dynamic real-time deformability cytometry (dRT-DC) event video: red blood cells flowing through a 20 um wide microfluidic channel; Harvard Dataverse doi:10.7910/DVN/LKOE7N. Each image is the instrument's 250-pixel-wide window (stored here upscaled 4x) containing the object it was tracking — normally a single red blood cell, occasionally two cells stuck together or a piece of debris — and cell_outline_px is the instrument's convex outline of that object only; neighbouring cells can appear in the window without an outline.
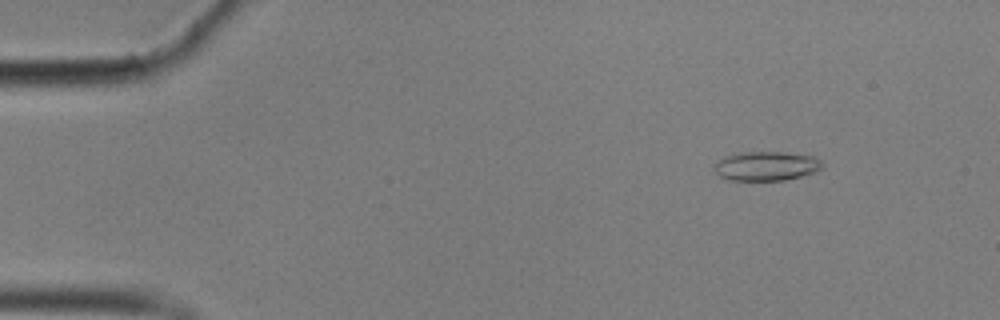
{"species": "common noctule bat (a hibernating species)", "species_latin": "Nyctalus noctula", "temperature_condition": "cold", "stored_images_in_passage": 56, "camera_frame_rate_fps": 3000, "um_per_image_px": 0.085, "animal": {"sex": "male", "body_mass_g": 17.9}, "frame": {"image": 1, "passage_image": 6, "time_ms": 1.667, "image_size_px": [1000, 320], "cell_outline_px": [[824, 168], [816, 172], [784, 180], [728, 180], [720, 176], [716, 172], [716, 164], [724, 156], [744, 152], [784, 152], [812, 156], [820, 160], [824, 164]], "centroid_in_image_um": [65.19, 14.11], "position_along_channel_um": 19.8, "area_um2": 18.26}}
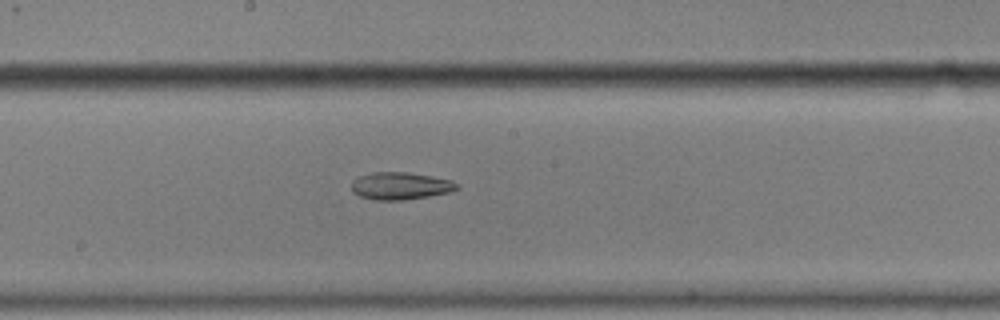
{"frame": {"image": 2, "passage_image": 30, "time_ms": 9.667, "image_size_px": [1000, 320], "cell_outline_px": [[460, 188], [452, 192], [404, 200], [376, 200], [360, 196], [352, 192], [352, 180], [360, 176], [372, 172], [408, 172], [432, 176], [452, 180], [460, 184]], "centroid_in_image_um": [34.08, 15.8], "position_along_channel_um": 214.1, "area_um2": 16.99}}
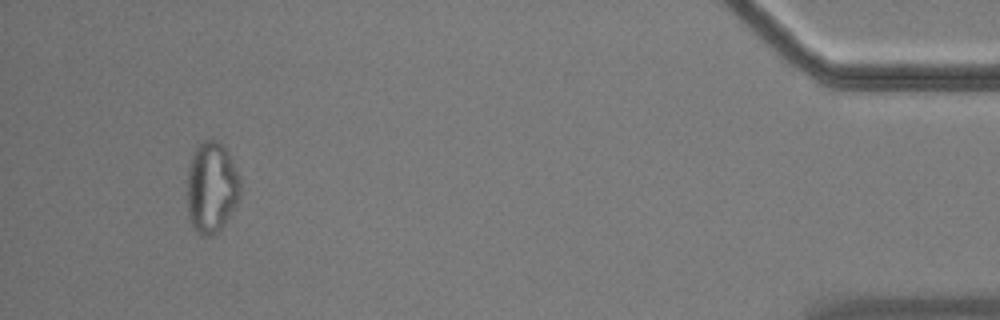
{"frame": {"image": 3, "passage_image": 53, "time_ms": 17.333, "image_size_px": [1000, 320], "cell_outline_px": [[240, 196], [236, 204], [224, 224], [212, 236], [200, 236], [192, 228], [188, 216], [188, 164], [192, 152], [204, 140], [216, 140], [228, 152], [236, 168], [240, 180]], "centroid_in_image_um": [17.97, 15.95], "position_along_channel_um": 417.2, "area_um2": 28.26}, "authors_computed_cell_mechanics": {"area_um2": 18.5538, "velocity_mm_per_s": 3.5245, "shape_relaxation_time_tau1_ms": null, "shape_relaxation_time_tau2_ms": 2.4664, "deformation_change_tau1": null, "deformation_change_tau2": 0.0832}}